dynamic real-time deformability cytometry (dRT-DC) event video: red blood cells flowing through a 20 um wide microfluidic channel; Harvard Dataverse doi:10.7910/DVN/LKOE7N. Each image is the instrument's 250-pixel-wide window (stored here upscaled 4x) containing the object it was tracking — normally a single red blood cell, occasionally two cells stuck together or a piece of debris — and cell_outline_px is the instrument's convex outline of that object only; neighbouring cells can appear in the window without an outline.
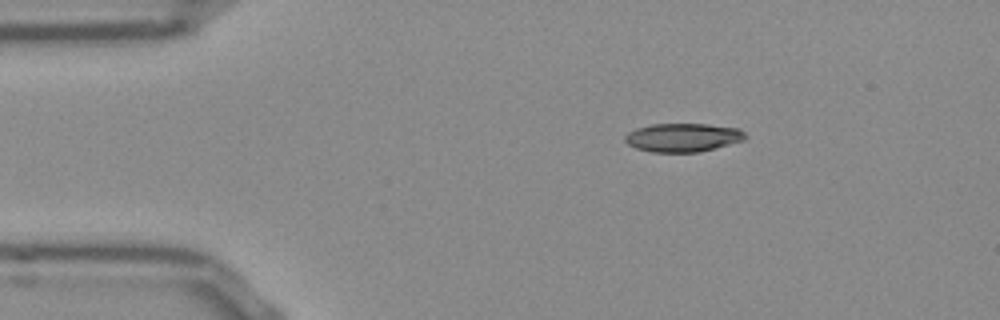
{"species": "Egyptian fruit bat (a non-hibernating species)", "species_latin": "Rousettus aegyptiacus", "temperature_condition": "room temperature", "stored_images_in_passage": 45, "camera_frame_rate_fps": 3000, "um_per_image_px": 0.085, "frame": {"image": 1, "passage_image": 1, "time_ms": 0.0, "image_size_px": [1000, 320], "cell_outline_px": [[748, 136], [744, 140], [700, 152], [652, 152], [636, 148], [628, 144], [624, 140], [624, 136], [628, 132], [636, 128], [652, 124], [708, 124], [740, 128]], "centroid_in_image_um": [58.05, 11.68], "position_along_channel_um": 26.9, "area_um2": 20.11}}
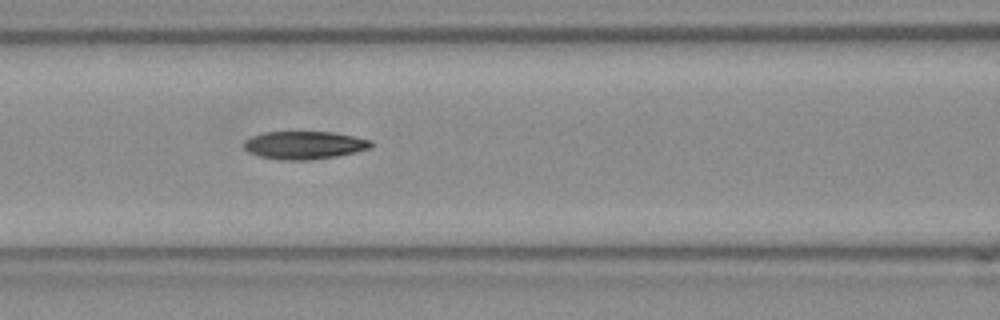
{"frame": {"image": 2, "passage_image": 14, "time_ms": 4.333, "image_size_px": [1000, 320], "cell_outline_px": [[372, 148], [336, 156], [304, 160], [284, 160], [260, 156], [248, 152], [244, 148], [244, 140], [252, 136], [264, 132], [332, 132], [372, 140]], "centroid_in_image_um": [25.86, 12.33], "position_along_channel_um": 140.7, "area_um2": 20.52}}
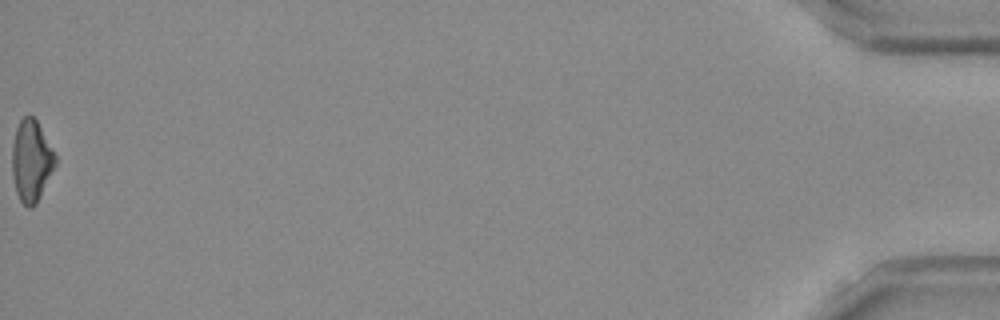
{"frame": {"image": 3, "passage_image": 45, "time_ms": 14.667, "image_size_px": [1000, 320], "cell_outline_px": [[56, 164], [36, 204], [32, 208], [28, 208], [20, 200], [16, 192], [12, 176], [12, 144], [16, 128], [20, 120], [24, 116], [32, 116], [36, 120], [56, 156]], "centroid_in_image_um": [2.64, 13.69], "position_along_channel_um": 432.6, "area_um2": 20.35}}